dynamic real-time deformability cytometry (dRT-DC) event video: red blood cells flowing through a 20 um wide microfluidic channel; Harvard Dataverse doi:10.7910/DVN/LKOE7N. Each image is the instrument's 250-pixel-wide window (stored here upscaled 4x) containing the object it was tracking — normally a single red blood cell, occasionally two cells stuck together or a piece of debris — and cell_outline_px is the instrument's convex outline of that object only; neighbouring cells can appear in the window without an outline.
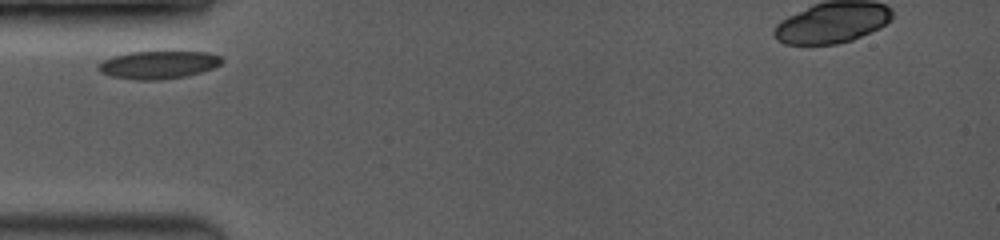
{"species": "common noctule bat (a hibernating species)", "species_latin": "Nyctalus noctula", "temperature_condition": "room temperature", "stored_images_in_passage": 23, "camera_frame_rate_fps": 3500, "um_per_image_px": 0.085, "animal": {"sex": "female", "body_mass_g": 19.0, "forearm_length_mm": 53.3}, "frame": {"image": 1, "passage_image": 1, "time_ms": 0.0, "image_size_px": [1000, 240], "cell_outline_px": [[224, 60], [220, 64], [212, 68], [200, 72], [184, 76], [160, 80], [140, 80], [112, 76], [100, 72], [96, 68], [96, 64], [112, 56], [128, 52], [208, 52], [220, 56]], "centroid_in_image_um": [13.42, 5.5], "position_along_channel_um": 71.6, "area_um2": 19.94}}
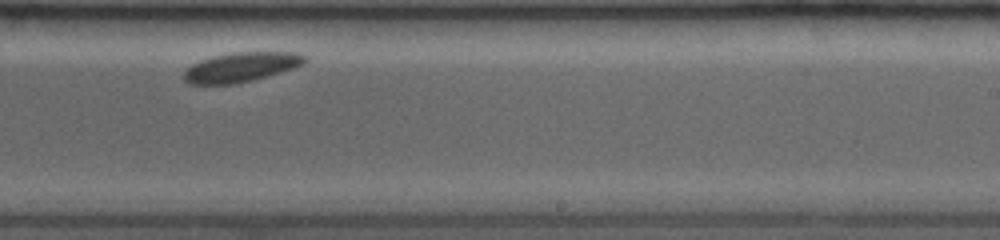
{"frame": {"image": 2, "passage_image": 14, "time_ms": 5.429, "image_size_px": [1000, 240], "cell_outline_px": [[308, 60], [304, 64], [280, 72], [252, 80], [232, 84], [188, 84], [184, 80], [184, 72], [192, 64], [200, 60], [232, 52], [296, 52], [308, 56]], "centroid_in_image_um": [20.52, 5.7], "position_along_channel_um": 268.5, "area_um2": 20.69}}
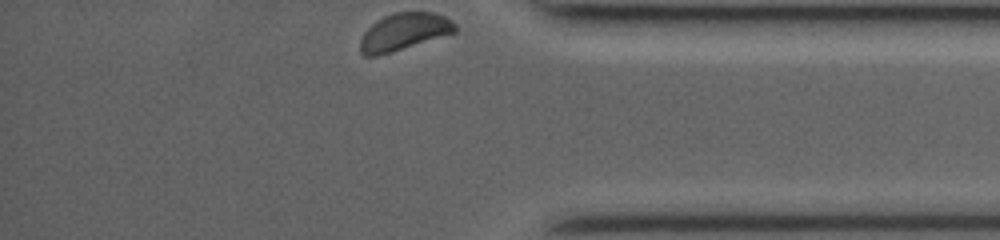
{"frame": {"image": 3, "passage_image": 23, "time_ms": 9.143, "image_size_px": [1000, 240], "cell_outline_px": [[456, 32], [392, 52], [376, 56], [364, 56], [360, 52], [360, 40], [364, 32], [376, 20], [384, 16], [396, 12], [436, 12], [452, 20], [456, 24]], "centroid_in_image_um": [34.33, 2.7], "position_along_channel_um": 400.9, "area_um2": 20.58}}